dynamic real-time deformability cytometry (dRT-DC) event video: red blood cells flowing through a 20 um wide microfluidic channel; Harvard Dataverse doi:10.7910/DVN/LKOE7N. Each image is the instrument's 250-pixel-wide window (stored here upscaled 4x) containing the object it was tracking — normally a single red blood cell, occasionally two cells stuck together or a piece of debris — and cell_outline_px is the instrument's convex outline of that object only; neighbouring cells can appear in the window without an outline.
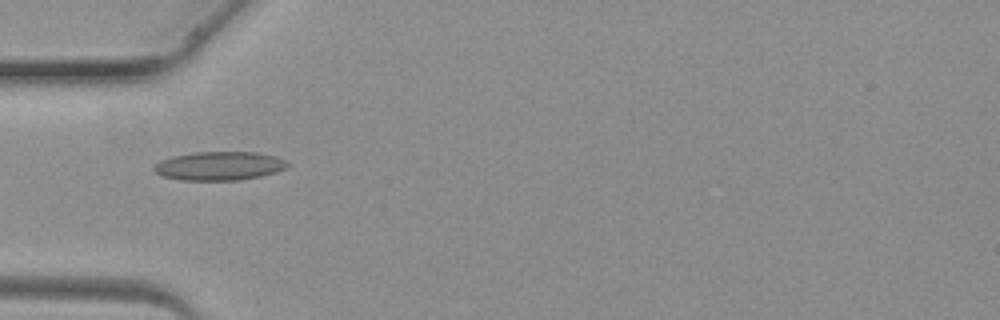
{"species": "common noctule bat (a hibernating species)", "species_latin": "Nyctalus noctula", "temperature_condition": "warm", "stored_images_in_passage": 5, "camera_frame_rate_fps": 3000, "um_per_image_px": 0.085, "animal": {"sex": "female", "body_mass_g": 19.3, "forearm_length_mm": 54.1}, "frame": {"image": 1, "passage_image": 4, "time_ms": 3.667, "image_size_px": [1000, 320], "cell_outline_px": [[288, 164], [284, 168], [276, 172], [260, 176], [236, 180], [180, 180], [164, 176], [156, 172], [152, 168], [160, 160], [172, 156], [196, 152], [256, 152], [276, 156], [284, 160]], "centroid_in_image_um": [18.62, 14.1], "position_along_channel_um": 66.4, "area_um2": 22.14}}
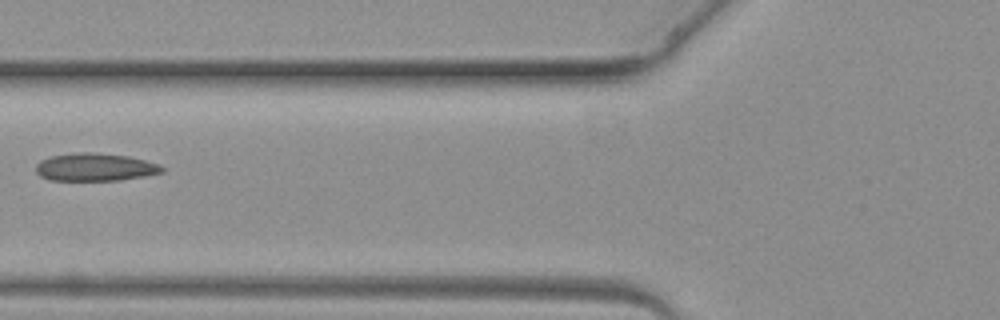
{"frame": {"image": 2, "passage_image": 5, "time_ms": 4.667, "image_size_px": [1000, 320], "cell_outline_px": [[164, 172], [144, 176], [120, 180], [48, 180], [40, 176], [36, 172], [36, 164], [40, 160], [52, 156], [72, 152], [92, 152], [128, 156], [160, 164], [164, 168]], "centroid_in_image_um": [8.07, 14.2], "position_along_channel_um": 117.7, "area_um2": 20.52}}